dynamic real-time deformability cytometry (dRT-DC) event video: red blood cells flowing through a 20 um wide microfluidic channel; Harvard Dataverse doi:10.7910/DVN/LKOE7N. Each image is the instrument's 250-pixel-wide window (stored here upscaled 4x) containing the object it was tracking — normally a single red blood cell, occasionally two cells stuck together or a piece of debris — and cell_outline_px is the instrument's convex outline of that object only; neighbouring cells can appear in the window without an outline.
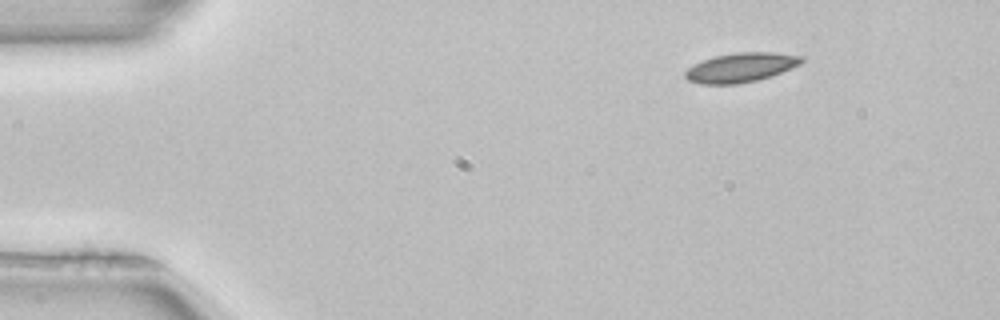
{"species": "common noctule bat (a hibernating species)", "species_latin": "Nyctalus noctula", "temperature_condition": "room temperature", "stored_images_in_passage": 46, "camera_frame_rate_fps": 3000, "um_per_image_px": 0.085, "animal": {"sex": "female", "body_mass_g": 22.7, "forearm_length_mm": 54.2}, "frame": {"image": 1, "passage_image": 1, "time_ms": 0.0, "image_size_px": [1000, 320], "cell_outline_px": [[804, 60], [800, 64], [792, 68], [772, 76], [756, 80], [736, 84], [700, 84], [688, 80], [684, 76], [684, 72], [688, 68], [704, 60], [716, 56], [736, 52], [772, 52], [804, 56]], "centroid_in_image_um": [63.0, 5.74], "position_along_channel_um": 22.0, "area_um2": 19.83}}
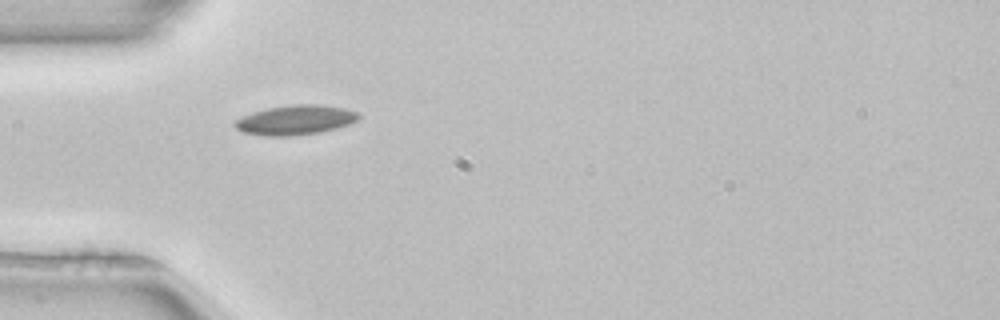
{"frame": {"image": 2, "passage_image": 10, "time_ms": 3.0, "image_size_px": [1000, 320], "cell_outline_px": [[360, 116], [356, 120], [348, 124], [336, 128], [320, 132], [292, 136], [264, 136], [244, 132], [236, 128], [232, 124], [236, 120], [252, 112], [268, 108], [292, 104], [316, 104], [344, 108], [360, 112]], "centroid_in_image_um": [25.11, 10.2], "position_along_channel_um": 59.9, "area_um2": 21.33}}
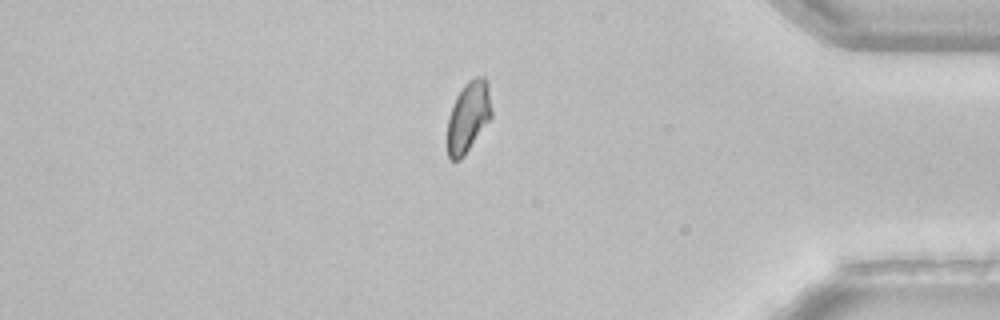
{"frame": {"image": 3, "passage_image": 38, "time_ms": 12.333, "image_size_px": [1000, 320], "cell_outline_px": [[492, 116], [464, 156], [460, 160], [452, 160], [448, 156], [448, 116], [456, 96], [464, 84], [468, 80], [476, 76], [484, 76], [488, 80], [492, 112]], "centroid_in_image_um": [39.82, 9.88], "position_along_channel_um": 395.4, "area_um2": 18.26}, "authors_computed_cell_mechanics": {"area_um2": 19.4497, "velocity_mm_per_s": 3.9665, "shape_relaxation_time_tau1_ms": 4.2787, "shape_relaxation_time_tau2_ms": null, "deformation_change_tau1": 0.0804, "deformation_change_tau2": null}}